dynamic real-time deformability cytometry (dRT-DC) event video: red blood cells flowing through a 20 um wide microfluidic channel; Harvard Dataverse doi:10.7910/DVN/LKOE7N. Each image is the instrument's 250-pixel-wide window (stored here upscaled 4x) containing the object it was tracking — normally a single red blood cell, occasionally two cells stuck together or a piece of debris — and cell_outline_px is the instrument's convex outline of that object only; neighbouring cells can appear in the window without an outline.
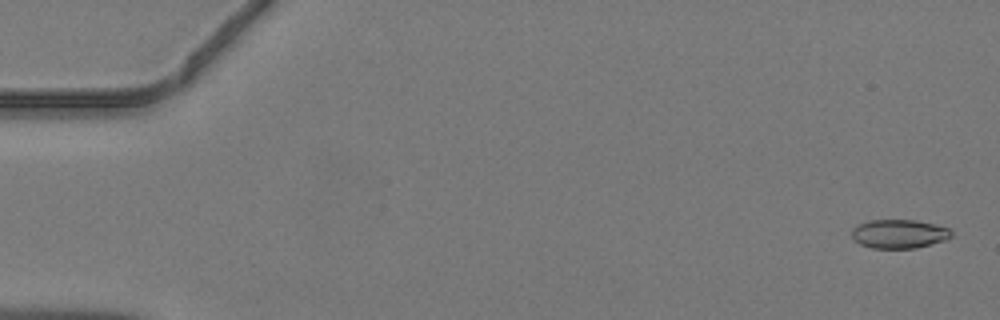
{"species": "common noctule bat (a hibernating species)", "species_latin": "Nyctalus noctula", "temperature_condition": "warm", "stored_images_in_passage": 47, "camera_frame_rate_fps": 3000, "um_per_image_px": 0.085, "animal": {"sex": "male", "body_mass_g": 19.2, "forearm_length_mm": 51.8}, "frame": {"image": 1, "passage_image": 2, "time_ms": 0.333, "image_size_px": [1000, 320], "cell_outline_px": [[952, 236], [944, 240], [916, 248], [872, 248], [860, 244], [852, 240], [852, 228], [868, 220], [916, 220], [948, 228], [952, 232]], "centroid_in_image_um": [76.38, 19.88], "position_along_channel_um": 8.6, "area_um2": 16.65}}
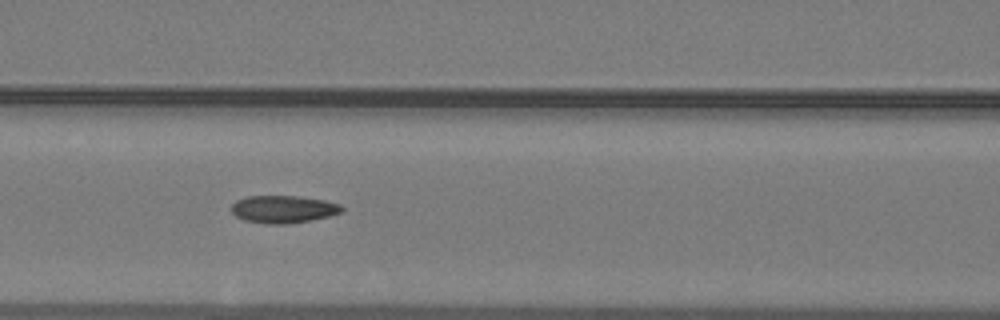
{"frame": {"image": 2, "passage_image": 21, "time_ms": 6.667, "image_size_px": [1000, 320], "cell_outline_px": [[344, 208], [340, 212], [328, 216], [288, 224], [268, 224], [244, 220], [236, 216], [232, 212], [232, 204], [236, 200], [248, 196], [296, 196], [324, 200], [340, 204]], "centroid_in_image_um": [24.05, 17.78], "position_along_channel_um": 142.5, "area_um2": 17.51}}
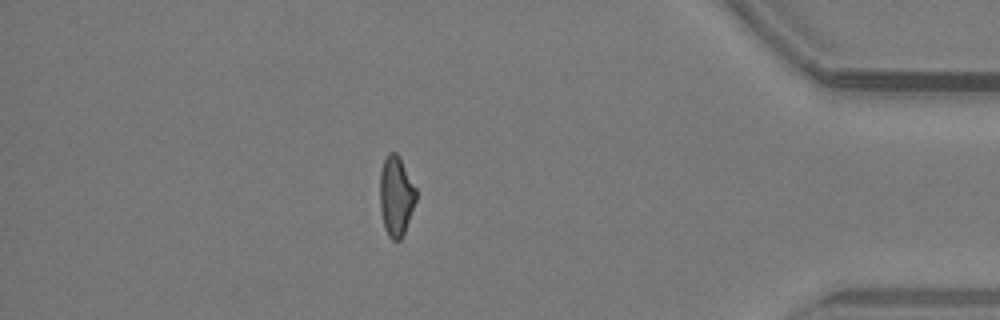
{"frame": {"image": 3, "passage_image": 41, "time_ms": 13.333, "image_size_px": [1000, 320], "cell_outline_px": [[416, 200], [404, 232], [400, 240], [392, 240], [388, 236], [384, 228], [380, 212], [380, 172], [384, 160], [388, 152], [396, 152], [400, 156], [416, 188]], "centroid_in_image_um": [33.65, 16.65], "position_along_channel_um": 401.5, "area_um2": 16.94}}